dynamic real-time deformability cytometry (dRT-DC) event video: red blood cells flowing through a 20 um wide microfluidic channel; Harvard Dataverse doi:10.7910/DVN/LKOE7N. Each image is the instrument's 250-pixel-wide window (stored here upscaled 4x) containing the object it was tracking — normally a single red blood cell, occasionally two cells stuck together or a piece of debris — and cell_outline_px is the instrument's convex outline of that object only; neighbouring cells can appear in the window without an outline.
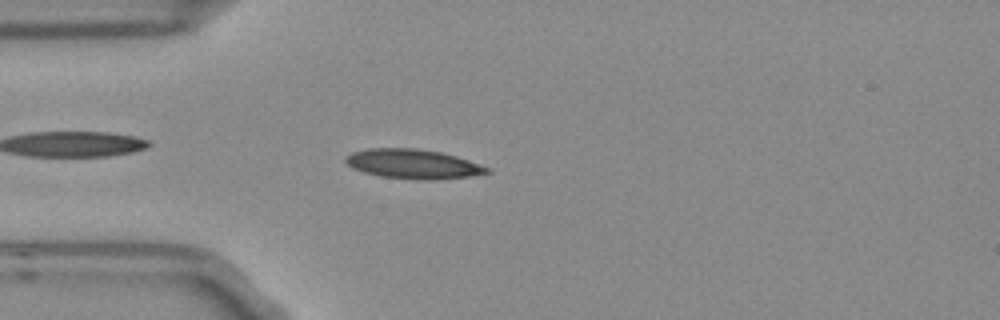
{"species": "Egyptian fruit bat (a non-hibernating species)", "species_latin": "Rousettus aegyptiacus", "temperature_condition": "room temperature", "stored_images_in_passage": 3, "camera_frame_rate_fps": 3000, "um_per_image_px": 0.085, "frame": {"image": 1, "passage_image": 3, "time_ms": 0.667, "image_size_px": [1000, 320], "cell_outline_px": [[492, 172], [468, 176], [432, 180], [428, 180], [380, 176], [364, 172], [352, 168], [344, 160], [344, 156], [352, 152], [368, 148], [416, 148], [440, 152], [456, 156], [492, 168]], "centroid_in_image_um": [35.1, 13.93], "position_along_channel_um": 49.9, "area_um2": 24.22}}